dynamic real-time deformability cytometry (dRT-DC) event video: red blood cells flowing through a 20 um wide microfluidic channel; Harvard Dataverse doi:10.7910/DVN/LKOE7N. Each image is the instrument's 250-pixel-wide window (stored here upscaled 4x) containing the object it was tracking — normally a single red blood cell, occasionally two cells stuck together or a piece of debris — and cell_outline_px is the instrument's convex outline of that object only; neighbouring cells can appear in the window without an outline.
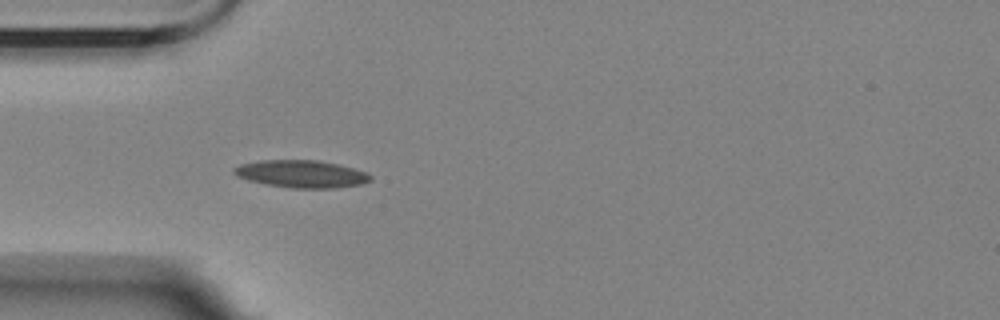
{"species": "Egyptian fruit bat (a non-hibernating species)", "species_latin": "Rousettus aegyptiacus", "temperature_condition": "room temperature", "stored_images_in_passage": 3, "camera_frame_rate_fps": 3000, "um_per_image_px": 0.085, "animal": {"sex": "female"}, "frame": {"image": 1, "passage_image": 3, "time_ms": 3.333, "image_size_px": [1000, 320], "cell_outline_px": [[372, 180], [360, 184], [336, 188], [288, 188], [264, 184], [248, 180], [236, 176], [232, 172], [232, 168], [240, 164], [260, 160], [320, 160], [368, 172], [372, 176]], "centroid_in_image_um": [25.59, 14.78], "position_along_channel_um": 59.4, "area_um2": 22.02}}